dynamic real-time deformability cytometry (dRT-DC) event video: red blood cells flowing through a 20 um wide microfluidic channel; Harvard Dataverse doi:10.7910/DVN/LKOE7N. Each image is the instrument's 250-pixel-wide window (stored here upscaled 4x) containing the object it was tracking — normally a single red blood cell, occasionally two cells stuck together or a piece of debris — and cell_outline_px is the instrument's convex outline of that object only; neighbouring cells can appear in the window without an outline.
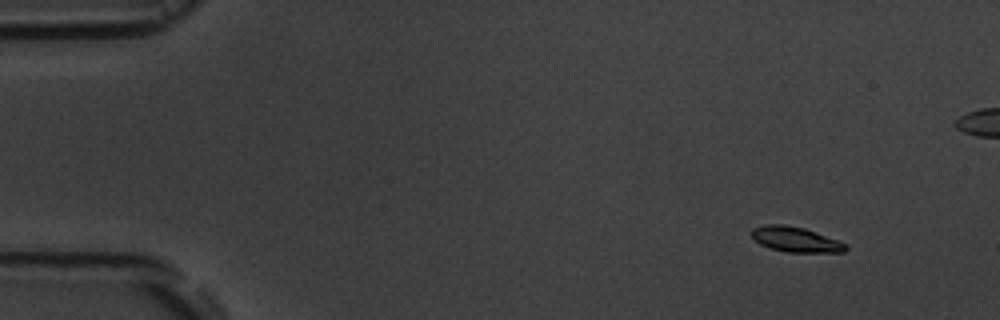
{"species": "common noctule bat (a hibernating species)", "species_latin": "Nyctalus noctula", "temperature_condition": "room temperature", "stored_images_in_passage": 7, "segment_of_instrument_passage": [1, 2], "camera_frame_rate_fps": 3000, "um_per_image_px": 0.085, "animal": {"sex": "male", "body_mass_g": 19.5, "forearm_length_mm": 54.6}, "frame": {"image": 1, "passage_image": 1, "time_ms": 0.0, "image_size_px": [1000, 320], "cell_outline_px": [[848, 248], [844, 252], [788, 252], [768, 248], [760, 244], [752, 236], [752, 228], [764, 224], [784, 224], [804, 228], [836, 240], [844, 244]], "centroid_in_image_um": [67.57, 20.35], "position_along_channel_um": 17.4, "area_um2": 13.58}}
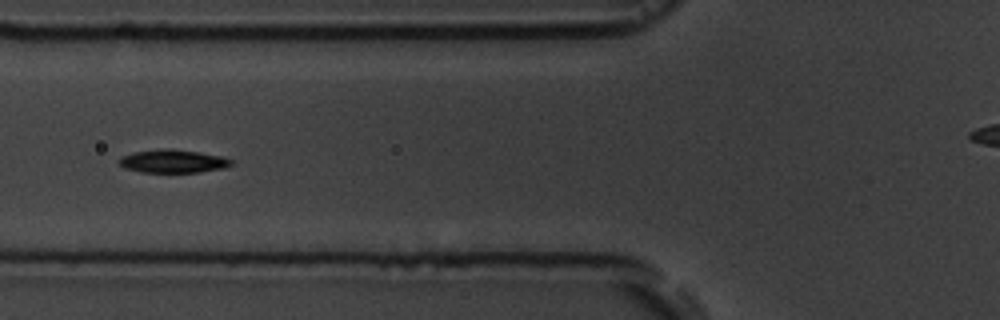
{"frame": {"image": 2, "passage_image": 5, "time_ms": 5.333, "image_size_px": [1000, 320], "cell_outline_px": [[232, 164], [224, 168], [200, 172], [140, 172], [124, 168], [116, 160], [120, 156], [132, 152], [164, 148], [172, 148], [224, 156], [232, 160]], "centroid_in_image_um": [14.67, 13.69], "position_along_channel_um": 111.1, "area_um2": 15.37}}
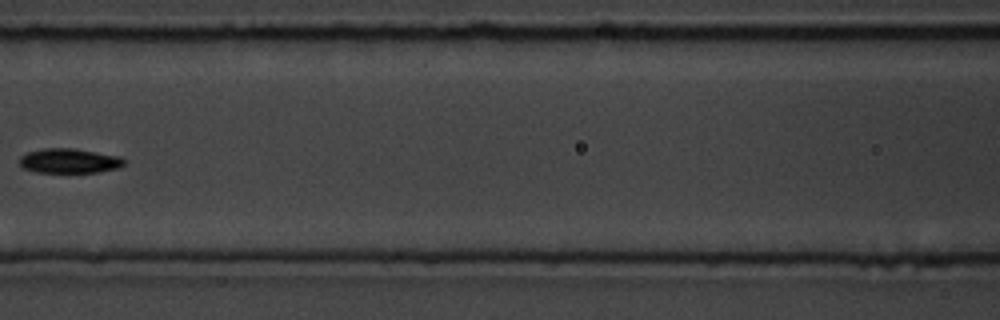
{"frame": {"image": 3, "passage_image": 6, "time_ms": 6.667, "image_size_px": [1000, 320], "cell_outline_px": [[124, 164], [120, 168], [100, 172], [36, 172], [24, 168], [20, 164], [20, 156], [28, 152], [44, 148], [72, 148], [120, 156], [124, 160]], "centroid_in_image_um": [5.91, 13.67], "position_along_channel_um": 160.7, "area_um2": 14.97}}